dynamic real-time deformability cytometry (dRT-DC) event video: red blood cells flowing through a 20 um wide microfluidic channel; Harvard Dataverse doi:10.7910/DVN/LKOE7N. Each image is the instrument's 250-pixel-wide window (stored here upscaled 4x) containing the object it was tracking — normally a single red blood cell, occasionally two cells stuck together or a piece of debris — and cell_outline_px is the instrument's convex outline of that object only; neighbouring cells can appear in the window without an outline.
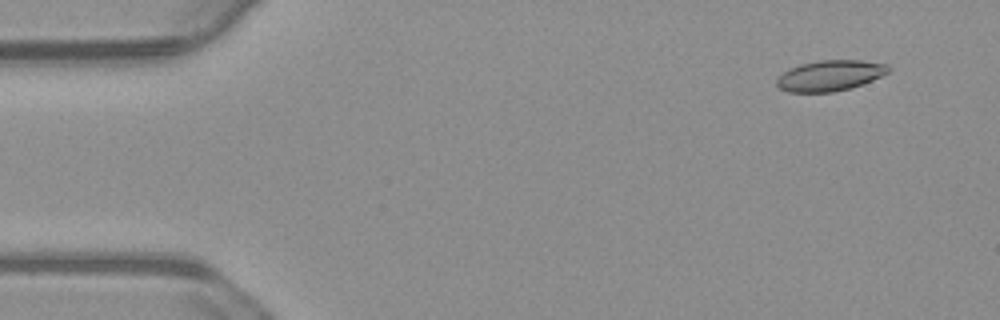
{"species": "common noctule bat (a hibernating species)", "species_latin": "Nyctalus noctula", "temperature_condition": "warm", "stored_images_in_passage": 39, "camera_frame_rate_fps": 3000, "um_per_image_px": 0.085, "animal": {"sex": "male", "body_mass_g": 23.1, "forearm_length_mm": 52.7}, "frame": {"image": 1, "passage_image": 5, "time_ms": 1.333, "image_size_px": [1000, 320], "cell_outline_px": [[888, 72], [872, 80], [852, 88], [832, 92], [788, 92], [780, 88], [776, 84], [776, 76], [788, 68], [800, 64], [820, 60], [860, 60], [888, 64]], "centroid_in_image_um": [70.49, 6.42], "position_along_channel_um": 14.5, "area_um2": 20.06}}
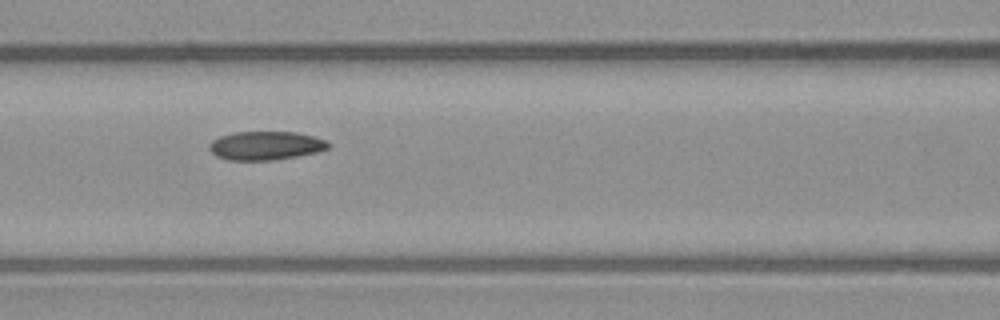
{"frame": {"image": 2, "passage_image": 24, "time_ms": 7.667, "image_size_px": [1000, 320], "cell_outline_px": [[332, 144], [328, 148], [316, 152], [296, 156], [272, 160], [228, 160], [216, 156], [208, 148], [208, 144], [212, 140], [220, 136], [236, 132], [296, 132], [312, 136], [324, 140]], "centroid_in_image_um": [22.55, 12.38], "position_along_channel_um": 144.1, "area_um2": 19.77}}
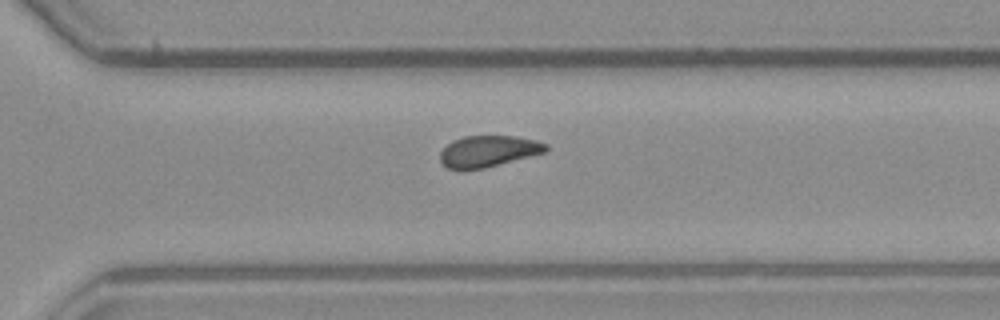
{"frame": {"image": 3, "passage_image": 39, "time_ms": 12.667, "image_size_px": [1000, 320], "cell_outline_px": [[548, 148], [544, 152], [484, 168], [448, 168], [440, 160], [440, 152], [452, 140], [464, 136], [516, 136], [536, 140], [548, 144]], "centroid_in_image_um": [41.52, 12.82], "position_along_channel_um": 329.1, "area_um2": 18.9}}